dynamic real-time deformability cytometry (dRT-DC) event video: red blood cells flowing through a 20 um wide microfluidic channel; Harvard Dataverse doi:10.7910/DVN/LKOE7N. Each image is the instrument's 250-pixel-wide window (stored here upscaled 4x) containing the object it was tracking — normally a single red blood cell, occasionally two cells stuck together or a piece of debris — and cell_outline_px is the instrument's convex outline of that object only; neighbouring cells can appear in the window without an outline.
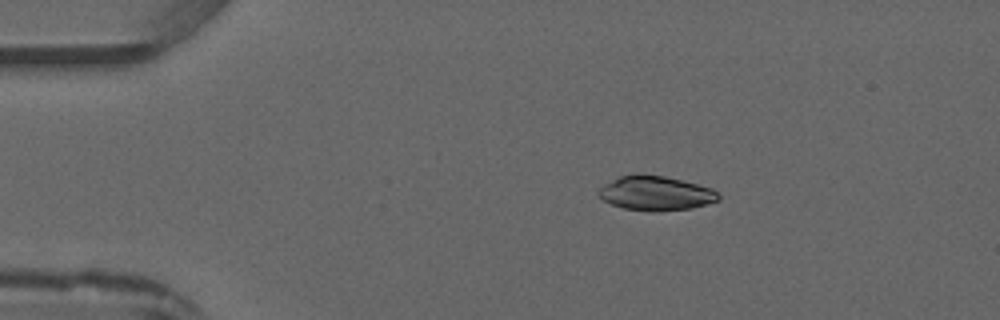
{"species": "common noctule bat (a hibernating species)", "species_latin": "Nyctalus noctula", "temperature_condition": "warm", "stored_images_in_passage": 5, "camera_frame_rate_fps": 3000, "um_per_image_px": 0.085, "animal": {"sex": "male", "forearm_length_mm": 52.5}, "frame": {"image": 1, "passage_image": 5, "time_ms": 4.667, "image_size_px": [1000, 320], "cell_outline_px": [[720, 200], [692, 208], [656, 212], [652, 212], [624, 208], [612, 204], [604, 200], [596, 192], [604, 184], [620, 176], [636, 172], [640, 172], [664, 176], [712, 188], [720, 196]], "centroid_in_image_um": [55.72, 16.41], "position_along_channel_um": 29.3, "area_um2": 24.22}}